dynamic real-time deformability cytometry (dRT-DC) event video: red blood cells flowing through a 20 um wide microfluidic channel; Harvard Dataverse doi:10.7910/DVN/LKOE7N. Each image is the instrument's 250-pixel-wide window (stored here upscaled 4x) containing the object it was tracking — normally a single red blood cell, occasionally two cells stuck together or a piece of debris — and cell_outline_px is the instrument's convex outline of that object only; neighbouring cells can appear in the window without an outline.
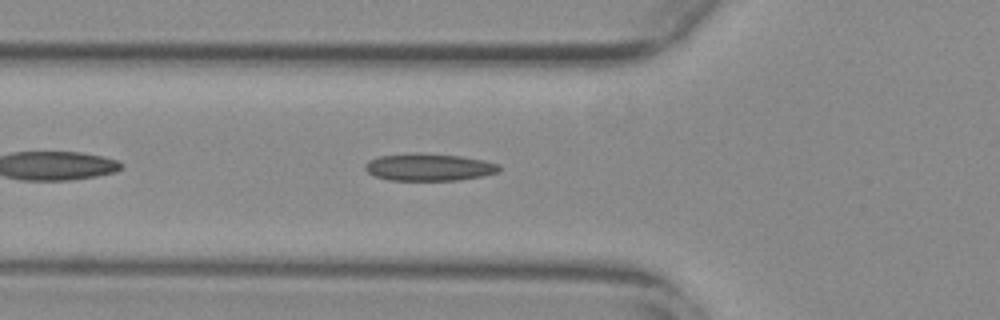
{"species": "common noctule bat (a hibernating species)", "species_latin": "Nyctalus noctula", "temperature_condition": "warm", "stored_images_in_passage": 35, "camera_frame_rate_fps": 3000, "um_per_image_px": 0.085, "animal": {"sex": "female", "body_mass_g": 29.2, "forearm_length_mm": 56.3}, "frame": {"image": 1, "passage_image": 5, "time_ms": 1.333, "image_size_px": [1000, 320], "cell_outline_px": [[500, 172], [484, 176], [460, 180], [388, 180], [376, 176], [368, 172], [364, 168], [364, 164], [368, 160], [380, 156], [460, 156], [484, 160], [500, 164]], "centroid_in_image_um": [36.54, 14.27], "position_along_channel_um": 89.3, "area_um2": 20.35}}
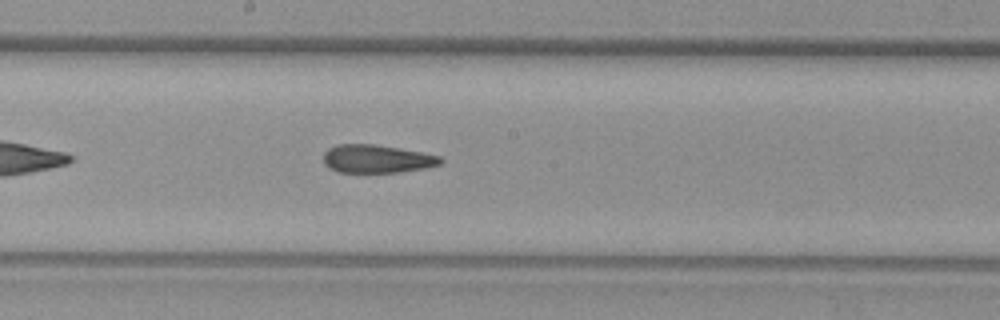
{"frame": {"image": 2, "passage_image": 15, "time_ms": 4.667, "image_size_px": [1000, 320], "cell_outline_px": [[444, 160], [440, 164], [424, 168], [400, 172], [336, 172], [328, 168], [324, 164], [324, 152], [328, 148], [336, 144], [372, 144], [420, 152], [440, 156]], "centroid_in_image_um": [31.98, 13.51], "position_along_channel_um": 216.2, "area_um2": 19.13}}
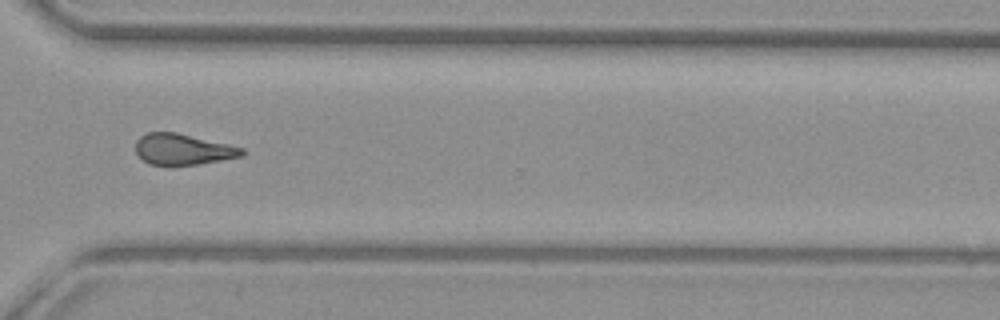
{"frame": {"image": 3, "passage_image": 26, "time_ms": 8.333, "image_size_px": [1000, 320], "cell_outline_px": [[244, 156], [200, 164], [172, 168], [148, 164], [136, 152], [136, 140], [140, 136], [148, 132], [176, 132], [228, 144], [244, 148]], "centroid_in_image_um": [15.53, 12.73], "position_along_channel_um": 355.1, "area_um2": 19.77}}